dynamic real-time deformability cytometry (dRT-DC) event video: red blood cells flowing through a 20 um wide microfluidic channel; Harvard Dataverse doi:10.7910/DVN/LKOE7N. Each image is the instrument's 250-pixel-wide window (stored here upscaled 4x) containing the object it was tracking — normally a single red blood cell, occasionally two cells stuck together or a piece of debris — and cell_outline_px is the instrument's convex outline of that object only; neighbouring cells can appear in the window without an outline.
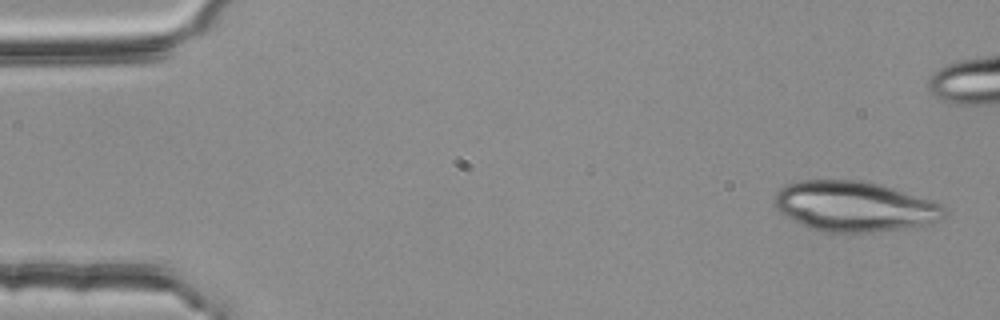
{"species": "common noctule bat (a hibernating species)", "species_latin": "Nyctalus noctula", "temperature_condition": "room temperature", "stored_images_in_passage": 4, "camera_frame_rate_fps": 3000, "um_per_image_px": 0.085, "animal": {"sex": "female", "body_mass_g": 25.1}, "frame": {"image": 1, "passage_image": 1, "time_ms": 0.0, "image_size_px": [1000, 320], "cell_outline_px": [[948, 212], [940, 220], [924, 224], [876, 232], [832, 232], [812, 228], [784, 216], [776, 208], [776, 192], [780, 188], [788, 184], [800, 180], [864, 180], [880, 184], [944, 204], [948, 208]], "centroid_in_image_um": [72.66, 17.53], "position_along_channel_um": 12.3, "area_um2": 49.42}}